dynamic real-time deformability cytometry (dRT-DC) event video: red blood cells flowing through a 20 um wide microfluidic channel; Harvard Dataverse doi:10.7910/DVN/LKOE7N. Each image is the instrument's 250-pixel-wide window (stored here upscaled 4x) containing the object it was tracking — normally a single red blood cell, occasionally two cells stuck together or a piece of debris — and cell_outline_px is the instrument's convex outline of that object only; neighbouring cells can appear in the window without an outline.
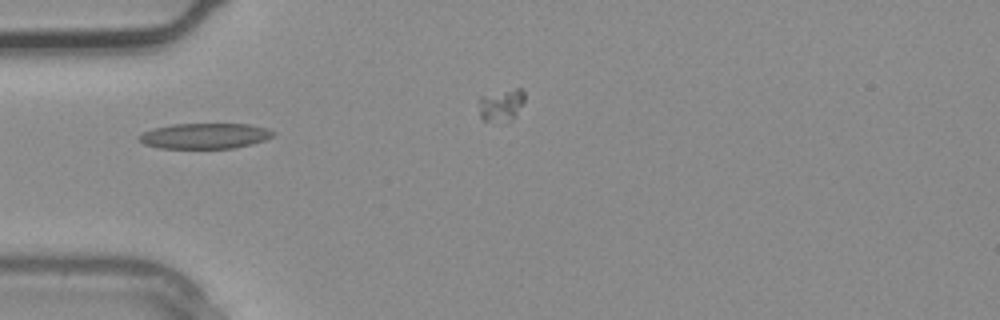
{"species": "common noctule bat (a hibernating species)", "species_latin": "Nyctalus noctula", "temperature_condition": "warm", "stored_images_in_passage": 4, "camera_frame_rate_fps": 3000, "um_per_image_px": 0.085, "animal": {"sex": "male", "body_mass_g": 20.4}, "frame": {"image": 1, "passage_image": 3, "time_ms": 0.667, "image_size_px": [1000, 320], "cell_outline_px": [[276, 132], [272, 136], [264, 140], [252, 144], [232, 148], [160, 148], [144, 144], [136, 136], [144, 132], [156, 128], [172, 124], [248, 124], [268, 128]], "centroid_in_image_um": [17.43, 11.55], "position_along_channel_um": 67.6, "area_um2": 19.83}}